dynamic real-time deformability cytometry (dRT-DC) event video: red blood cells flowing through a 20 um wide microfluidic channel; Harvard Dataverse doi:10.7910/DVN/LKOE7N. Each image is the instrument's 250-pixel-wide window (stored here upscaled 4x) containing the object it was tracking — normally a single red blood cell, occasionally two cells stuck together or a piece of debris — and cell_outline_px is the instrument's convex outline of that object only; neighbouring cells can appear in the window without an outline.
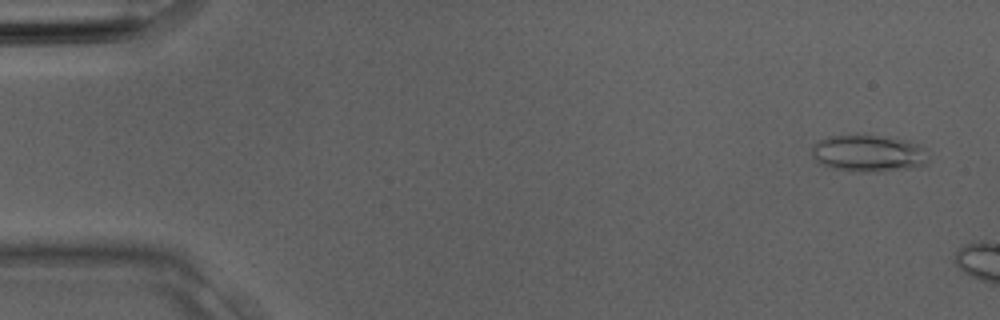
{"species": "Egyptian fruit bat (a non-hibernating species)", "species_latin": "Rousettus aegyptiacus", "temperature_condition": "room temperature", "stored_images_in_passage": 2, "camera_frame_rate_fps": 3000, "um_per_image_px": 0.085, "animal": {"sex": "male"}, "frame": {"image": 1, "passage_image": 1, "time_ms": 0.0, "image_size_px": [1000, 320], "cell_outline_px": [[928, 164], [920, 168], [872, 172], [860, 172], [832, 168], [820, 164], [812, 156], [812, 148], [820, 140], [828, 136], [876, 136], [908, 140], [920, 144], [924, 148], [928, 156]], "centroid_in_image_um": [73.9, 13.07], "position_along_channel_um": 11.1, "area_um2": 25.2}}